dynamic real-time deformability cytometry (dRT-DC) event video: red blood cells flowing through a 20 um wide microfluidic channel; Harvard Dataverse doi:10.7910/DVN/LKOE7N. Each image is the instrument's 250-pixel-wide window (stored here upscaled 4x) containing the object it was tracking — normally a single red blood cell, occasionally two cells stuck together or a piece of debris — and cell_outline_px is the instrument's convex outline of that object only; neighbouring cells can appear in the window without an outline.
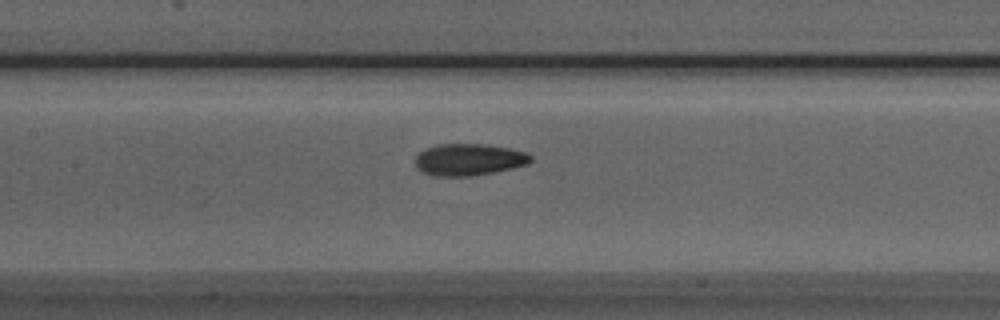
{"species": "Egyptian fruit bat (a non-hibernating species)", "species_latin": "Rousettus aegyptiacus", "temperature_condition": "room temperature", "stored_images_in_passage": 38, "camera_frame_rate_fps": 3000, "um_per_image_px": 0.085, "animal": {"sex": "male"}, "frame": {"image": 1, "passage_image": 10, "time_ms": 3.0, "image_size_px": [1000, 320], "cell_outline_px": [[532, 160], [528, 164], [512, 168], [492, 172], [468, 176], [436, 176], [424, 172], [416, 168], [416, 156], [424, 148], [436, 144], [484, 144], [512, 148], [524, 152], [532, 156]], "centroid_in_image_um": [39.85, 13.55], "position_along_channel_um": 167.6, "area_um2": 21.39}}
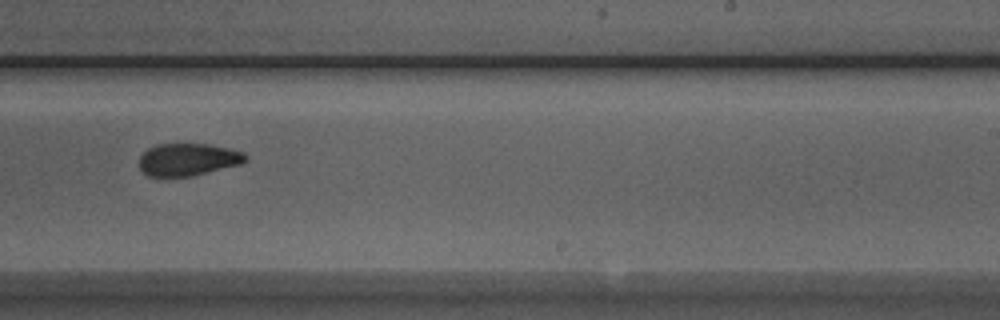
{"frame": {"image": 2, "passage_image": 18, "time_ms": 5.667, "image_size_px": [1000, 320], "cell_outline_px": [[248, 160], [240, 164], [192, 176], [148, 176], [140, 168], [140, 156], [148, 148], [156, 144], [208, 144], [228, 148], [244, 152], [248, 156]], "centroid_in_image_um": [16.0, 13.55], "position_along_channel_um": 273.0, "area_um2": 20.0}}
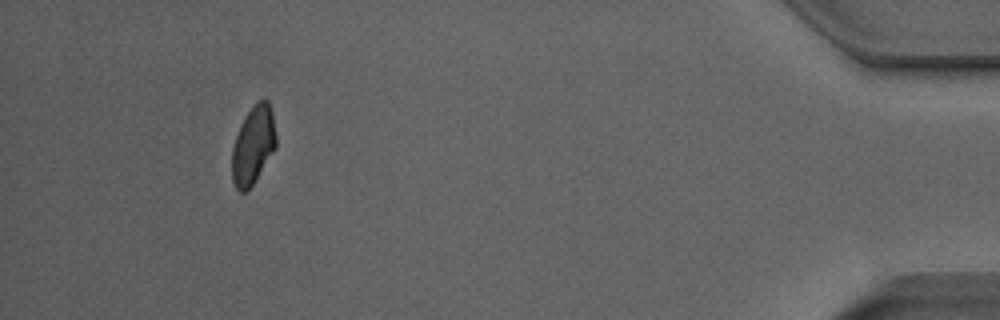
{"frame": {"image": 3, "passage_image": 34, "time_ms": 11.0, "image_size_px": [1000, 320], "cell_outline_px": [[276, 148], [252, 184], [244, 192], [240, 192], [236, 188], [232, 180], [232, 148], [240, 124], [248, 112], [264, 96], [268, 100], [272, 112], [276, 136]], "centroid_in_image_um": [21.52, 12.32], "position_along_channel_um": 413.7, "area_um2": 19.83}, "authors_computed_cell_mechanics": {"area_um2": 21.0681, "velocity_mm_per_s": 3.9681, "shape_relaxation_time_tau1_ms": 4.8061, "shape_relaxation_time_tau2_ms": 2.0726, "deformation_change_tau1": 0.1198, "deformation_change_tau2": 0.0754}}